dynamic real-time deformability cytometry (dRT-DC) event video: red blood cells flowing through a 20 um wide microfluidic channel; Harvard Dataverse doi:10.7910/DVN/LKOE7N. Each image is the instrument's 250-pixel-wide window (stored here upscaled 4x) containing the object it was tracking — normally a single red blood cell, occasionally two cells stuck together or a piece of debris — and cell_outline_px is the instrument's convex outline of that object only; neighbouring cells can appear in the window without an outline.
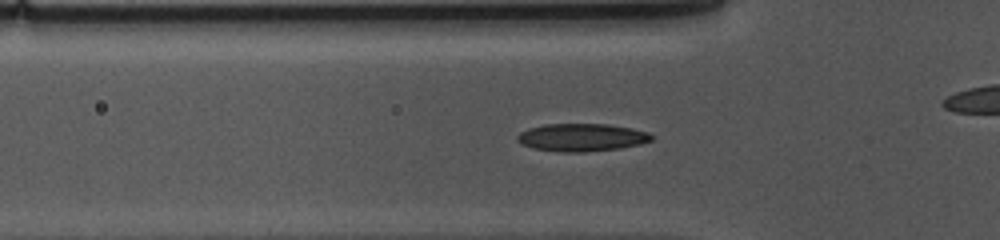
{"species": "common noctule bat (a hibernating species)", "species_latin": "Nyctalus noctula", "temperature_condition": "cold", "stored_images_in_passage": 53, "camera_frame_rate_fps": 3000, "um_per_image_px": 0.085, "animal": {"sex": "female", "body_mass_g": 10.0, "forearm_length_mm": 53.1}, "frame": {"image": 1, "passage_image": 15, "time_ms": 4.667, "image_size_px": [1000, 240], "cell_outline_px": [[656, 136], [652, 140], [640, 144], [620, 148], [584, 152], [560, 152], [532, 148], [516, 140], [516, 136], [520, 132], [528, 128], [544, 124], [608, 124], [632, 128], [648, 132]], "centroid_in_image_um": [49.46, 11.67], "position_along_channel_um": 76.3, "area_um2": 21.85}}
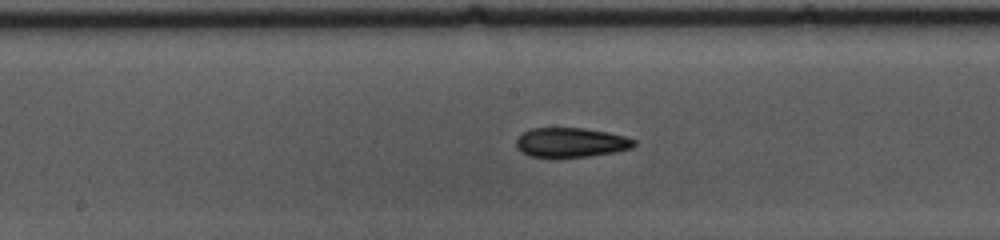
{"frame": {"image": 2, "passage_image": 25, "time_ms": 8.0, "image_size_px": [1000, 240], "cell_outline_px": [[636, 144], [632, 148], [612, 152], [588, 156], [532, 156], [516, 148], [516, 140], [524, 132], [532, 128], [584, 128], [608, 132], [624, 136], [636, 140]], "centroid_in_image_um": [48.56, 12.09], "position_along_channel_um": 199.6, "area_um2": 19.83}}
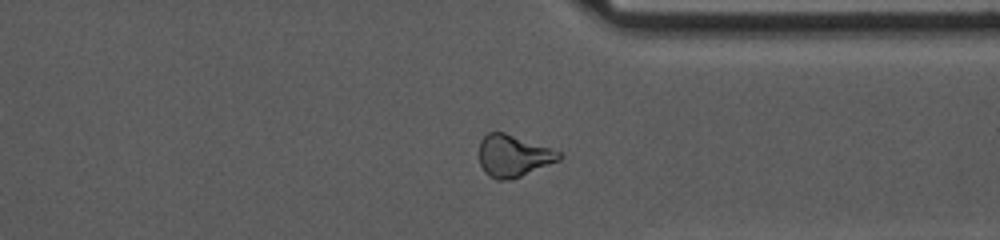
{"frame": {"image": 3, "passage_image": 39, "time_ms": 12.667, "image_size_px": [1000, 240], "cell_outline_px": [[564, 156], [560, 160], [520, 176], [504, 180], [496, 180], [488, 176], [484, 172], [480, 164], [480, 140], [488, 132], [504, 132], [560, 152]], "centroid_in_image_um": [43.61, 13.25], "position_along_channel_um": 367.8, "area_um2": 19.25}, "authors_computed_cell_mechanics": {"area_um2": 20.4612, "velocity_mm_per_s": 3.6674, "shape_relaxation_time_tau1_ms": 7.044, "shape_relaxation_time_tau2_ms": 8.726, "deformation_change_tau1": 0.1346, "deformation_change_tau2": 0.1623}}